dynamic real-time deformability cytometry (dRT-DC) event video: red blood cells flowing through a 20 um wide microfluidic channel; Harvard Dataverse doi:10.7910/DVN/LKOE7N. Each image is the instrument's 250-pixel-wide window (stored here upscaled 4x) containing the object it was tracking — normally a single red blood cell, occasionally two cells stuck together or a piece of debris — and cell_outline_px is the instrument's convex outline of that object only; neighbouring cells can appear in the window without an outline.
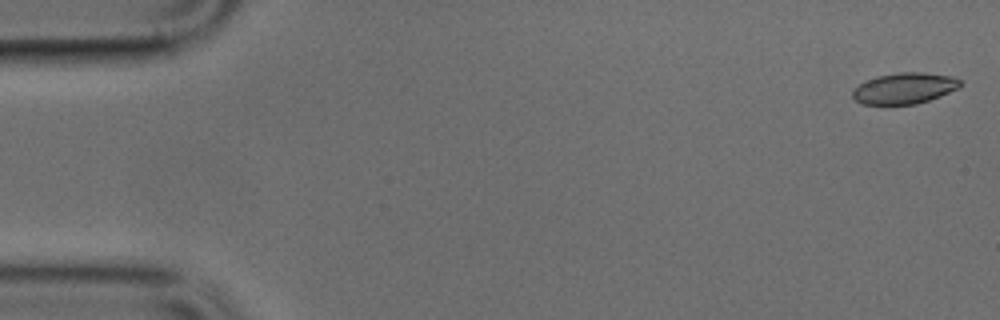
{"species": "common noctule bat (a hibernating species)", "species_latin": "Nyctalus noctula", "temperature_condition": "cold", "stored_images_in_passage": 46, "camera_frame_rate_fps": 3000, "um_per_image_px": 0.085, "animal": {"sex": "male", "body_mass_g": 17.9, "forearm_length_mm": 54.2}, "frame": {"image": 1, "passage_image": 1, "time_ms": 0.0, "image_size_px": [1000, 320], "cell_outline_px": [[960, 88], [940, 96], [916, 104], [864, 104], [856, 100], [852, 96], [852, 92], [860, 84], [876, 76], [900, 72], [924, 72], [952, 76], [960, 80]], "centroid_in_image_um": [76.91, 7.49], "position_along_channel_um": 8.1, "area_um2": 19.31}}
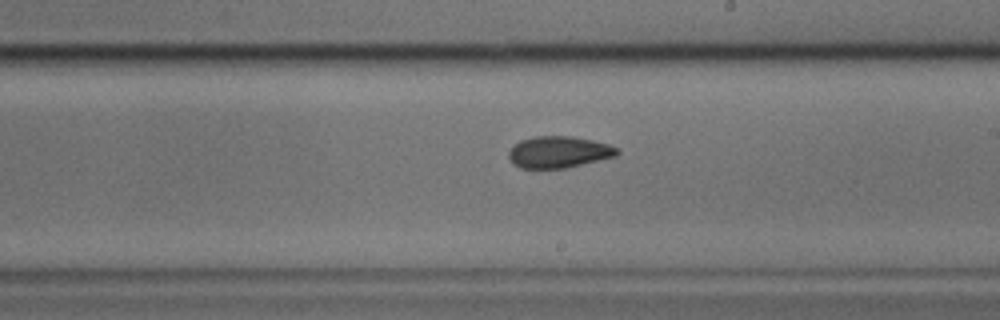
{"frame": {"image": 2, "passage_image": 28, "time_ms": 9.0, "image_size_px": [1000, 320], "cell_outline_px": [[620, 152], [616, 156], [564, 168], [520, 168], [512, 164], [508, 156], [508, 152], [520, 140], [536, 136], [572, 136], [592, 140], [608, 144], [616, 148]], "centroid_in_image_um": [47.47, 12.92], "position_along_channel_um": 241.5, "area_um2": 19.83}}
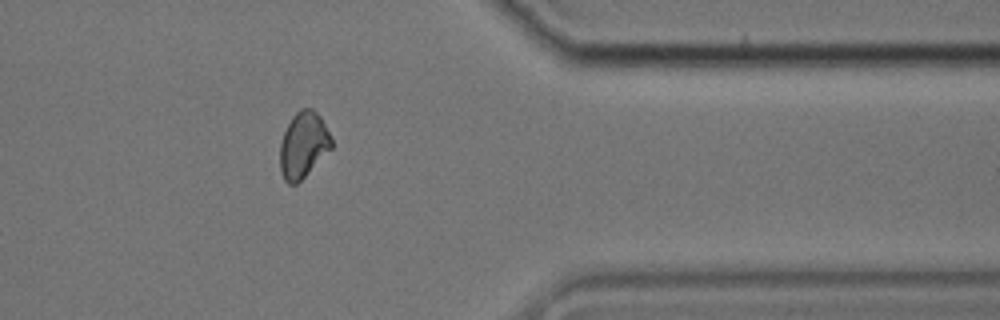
{"frame": {"image": 3, "passage_image": 40, "time_ms": 13.0, "image_size_px": [1000, 320], "cell_outline_px": [[332, 148], [296, 184], [288, 184], [284, 180], [280, 172], [280, 140], [292, 116], [300, 108], [312, 108], [320, 116], [332, 140]], "centroid_in_image_um": [25.76, 12.31], "position_along_channel_um": 385.6, "area_um2": 19.65}}